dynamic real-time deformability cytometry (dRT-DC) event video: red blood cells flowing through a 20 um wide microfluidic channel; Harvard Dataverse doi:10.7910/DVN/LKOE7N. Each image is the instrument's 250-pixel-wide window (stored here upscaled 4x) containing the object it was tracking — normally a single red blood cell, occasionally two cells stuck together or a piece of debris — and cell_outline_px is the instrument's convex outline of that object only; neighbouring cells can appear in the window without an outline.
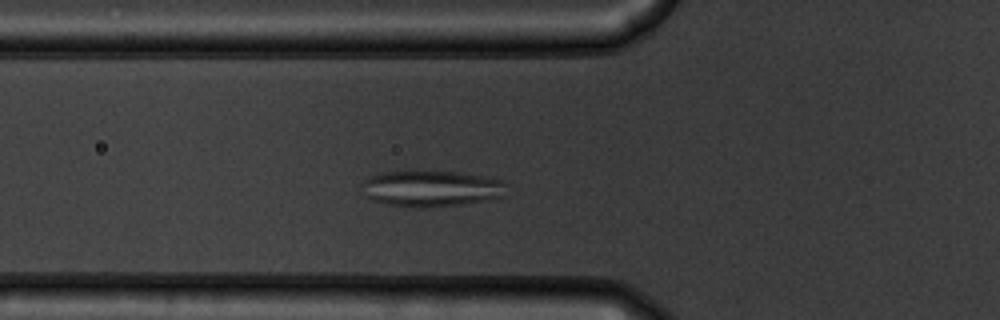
{"species": "common noctule bat (a hibernating species)", "species_latin": "Nyctalus noctula", "temperature_condition": "warm", "stored_images_in_passage": 48, "camera_frame_rate_fps": 3000, "um_per_image_px": 0.085, "animal": {"sex": "male", "body_mass_g": 19.5, "forearm_length_mm": 54.6}, "frame": {"image": 1, "passage_image": 13, "time_ms": 4.0, "image_size_px": [1000, 320], "cell_outline_px": [[508, 184], [504, 196], [488, 200], [460, 204], [428, 208], [416, 208], [388, 204], [372, 200], [368, 196], [364, 180], [372, 176], [384, 172], [456, 172], [484, 176], [504, 180]], "centroid_in_image_um": [36.78, 16.04], "position_along_channel_um": 89.0, "area_um2": 30.06}}
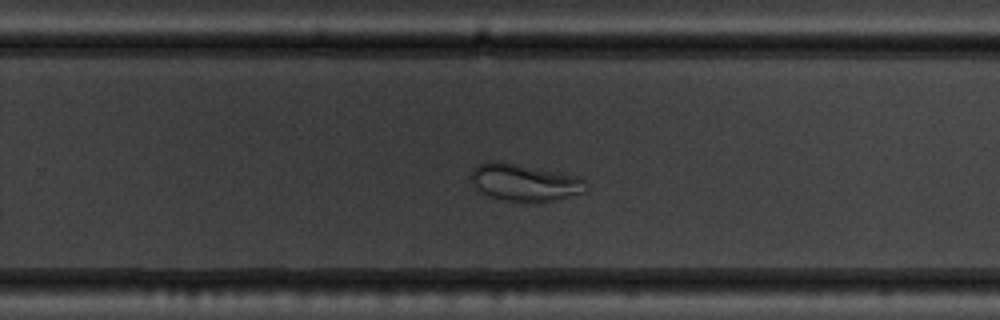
{"frame": {"image": 2, "passage_image": 29, "time_ms": 9.333, "image_size_px": [1000, 320], "cell_outline_px": [[584, 192], [552, 200], [504, 200], [488, 196], [476, 192], [472, 184], [472, 168], [476, 164], [488, 160], [500, 160], [584, 176]], "centroid_in_image_um": [44.51, 15.45], "position_along_channel_um": 285.3, "area_um2": 25.14}}
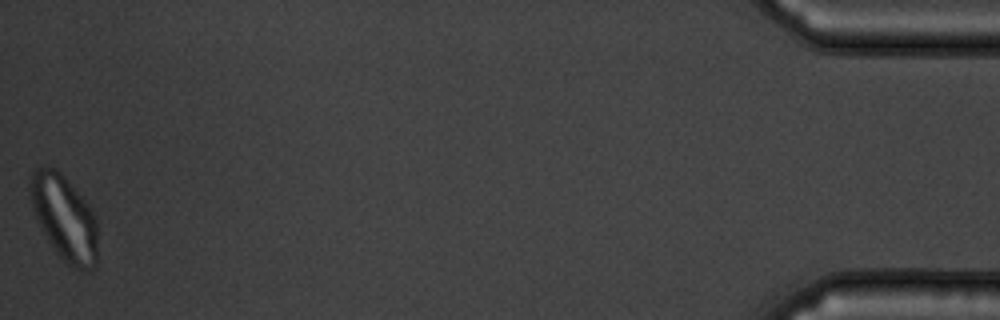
{"frame": {"image": 3, "passage_image": 48, "time_ms": 15.667, "image_size_px": [1000, 320], "cell_outline_px": [[96, 264], [92, 268], [72, 268], [60, 256], [48, 240], [36, 216], [32, 204], [28, 188], [28, 184], [32, 172], [36, 168], [52, 168], [60, 172], [64, 176], [88, 204], [96, 220]], "centroid_in_image_um": [5.45, 18.48], "position_along_channel_um": 429.7, "area_um2": 32.6}, "authors_computed_cell_mechanics": {"area_um2": 29.478, "velocity_mm_per_s": 3.6856, "shape_relaxation_time_tau1_ms": 5.6842, "shape_relaxation_time_tau2_ms": null, "deformation_change_tau1": 0.1297, "deformation_change_tau2": null}}